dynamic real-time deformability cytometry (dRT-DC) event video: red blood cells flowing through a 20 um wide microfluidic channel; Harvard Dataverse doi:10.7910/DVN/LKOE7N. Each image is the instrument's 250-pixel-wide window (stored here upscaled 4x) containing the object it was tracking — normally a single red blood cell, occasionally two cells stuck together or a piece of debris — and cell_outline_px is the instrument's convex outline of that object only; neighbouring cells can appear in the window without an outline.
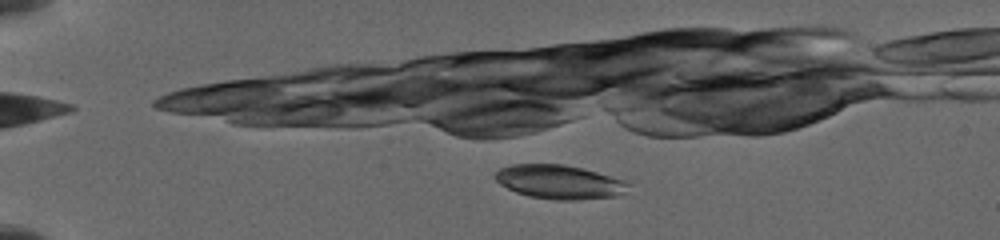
{"species": "common noctule bat (a hibernating species)", "species_latin": "Nyctalus noctula", "temperature_condition": "cold", "stored_images_in_passage": 10, "camera_frame_rate_fps": 3000, "um_per_image_px": 0.085, "animal": {"sex": "female", "body_mass_g": 19.5, "forearm_length_mm": 54.1}, "frame": {"image": 1, "passage_image": 1, "time_ms": 0.0, "image_size_px": [1000, 240], "cell_outline_px": [[632, 184], [616, 196], [576, 200], [556, 200], [528, 196], [516, 192], [500, 184], [496, 180], [496, 172], [500, 168], [512, 164], [564, 164], [596, 172], [624, 180]], "centroid_in_image_um": [47.52, 15.46], "position_along_channel_um": 37.5, "area_um2": 26.07}}